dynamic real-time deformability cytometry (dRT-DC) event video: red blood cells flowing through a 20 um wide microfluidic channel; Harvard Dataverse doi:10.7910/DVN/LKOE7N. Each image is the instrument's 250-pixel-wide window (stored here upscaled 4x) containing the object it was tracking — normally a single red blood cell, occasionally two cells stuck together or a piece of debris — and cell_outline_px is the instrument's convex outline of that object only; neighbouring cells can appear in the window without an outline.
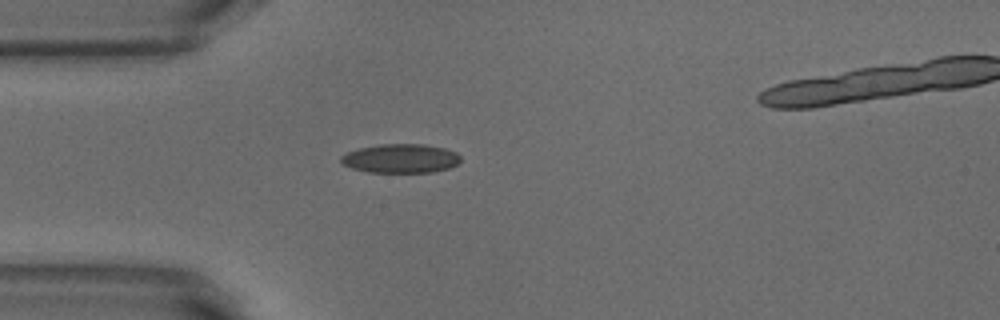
{"species": "common noctule bat (a hibernating species)", "species_latin": "Nyctalus noctula", "temperature_condition": "warm", "stored_images_in_passage": 35, "camera_frame_rate_fps": 3000, "um_per_image_px": 0.085, "animal": {"sex": "male", "body_mass_g": 18.8}, "frame": {"image": 1, "passage_image": 1, "time_ms": 0.0, "image_size_px": [1000, 320], "cell_outline_px": [[460, 160], [456, 164], [448, 168], [432, 172], [368, 172], [352, 168], [344, 164], [340, 160], [340, 156], [348, 152], [360, 148], [380, 144], [424, 144], [444, 148], [456, 152], [460, 156]], "centroid_in_image_um": [34.05, 13.46], "position_along_channel_um": 50.9, "area_um2": 20.06}}
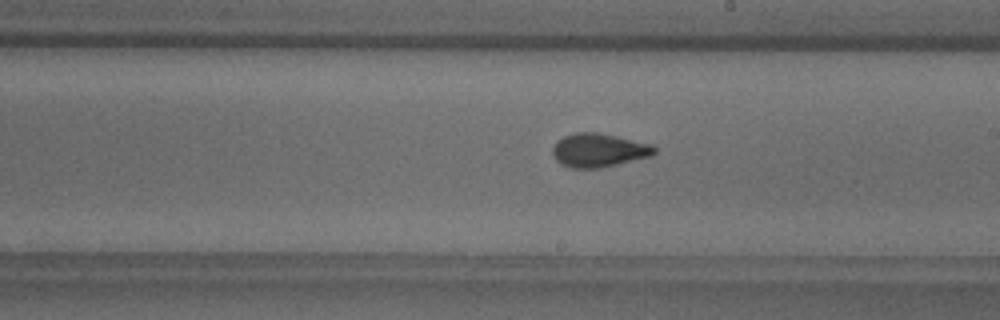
{"frame": {"image": 2, "passage_image": 16, "time_ms": 5.0, "image_size_px": [1000, 320], "cell_outline_px": [[656, 152], [652, 156], [600, 168], [572, 168], [560, 164], [556, 160], [552, 152], [552, 148], [556, 140], [564, 136], [576, 132], [596, 132], [616, 136], [652, 144], [656, 148]], "centroid_in_image_um": [50.88, 12.77], "position_along_channel_um": 238.1, "area_um2": 20.06}}
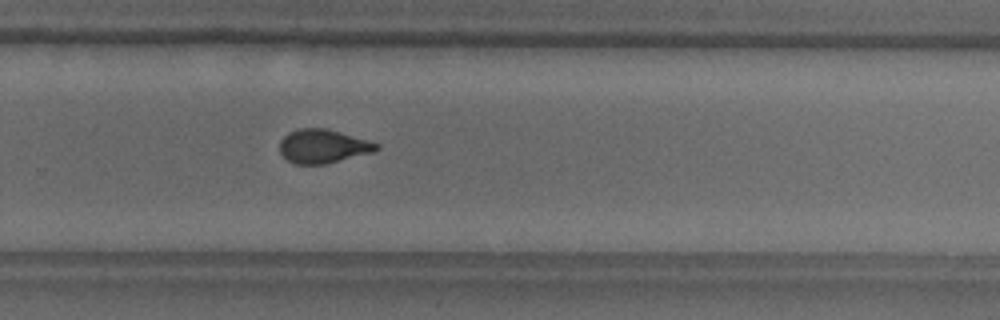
{"frame": {"image": 3, "passage_image": 21, "time_ms": 6.667, "image_size_px": [1000, 320], "cell_outline_px": [[380, 148], [372, 152], [324, 164], [296, 164], [288, 160], [280, 152], [280, 140], [288, 132], [296, 128], [328, 128], [380, 144]], "centroid_in_image_um": [27.43, 12.41], "position_along_channel_um": 302.4, "area_um2": 18.96}}